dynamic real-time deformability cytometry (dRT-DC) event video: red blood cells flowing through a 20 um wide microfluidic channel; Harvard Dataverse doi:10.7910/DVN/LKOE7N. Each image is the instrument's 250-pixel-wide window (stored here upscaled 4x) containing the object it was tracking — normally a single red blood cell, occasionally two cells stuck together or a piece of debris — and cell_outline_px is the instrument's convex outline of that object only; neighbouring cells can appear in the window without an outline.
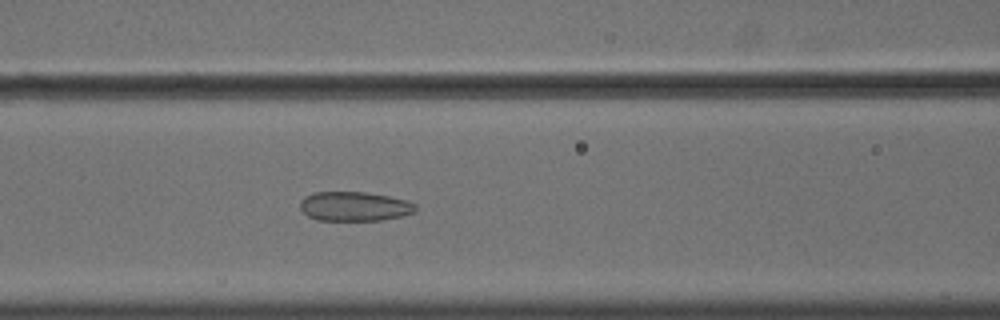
{"species": "common noctule bat (a hibernating species)", "species_latin": "Nyctalus noctula", "temperature_condition": "cold", "stored_images_in_passage": 56, "camera_frame_rate_fps": 3000, "um_per_image_px": 0.085, "animal": {"sex": "male", "body_mass_g": 18.8}, "frame": {"image": 1, "passage_image": 25, "time_ms": 8.0, "image_size_px": [1000, 320], "cell_outline_px": [[416, 212], [404, 216], [380, 220], [316, 220], [308, 216], [300, 208], [300, 200], [304, 196], [312, 192], [364, 192], [388, 196], [408, 200], [416, 204]], "centroid_in_image_um": [30.14, 17.54], "position_along_channel_um": 136.5, "area_um2": 19.94}}
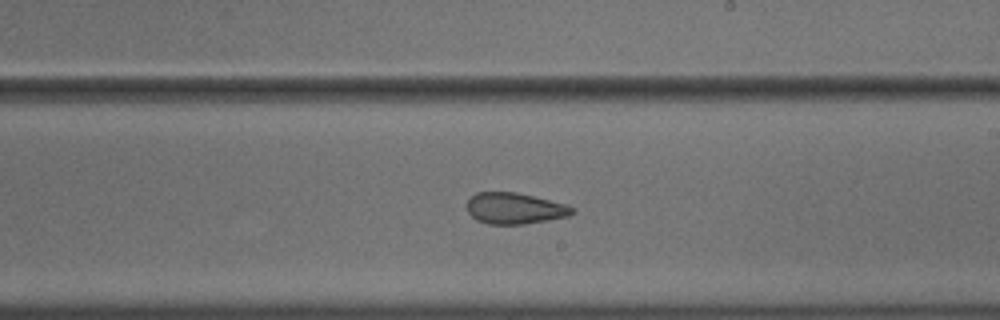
{"frame": {"image": 2, "passage_image": 34, "time_ms": 11.0, "image_size_px": [1000, 320], "cell_outline_px": [[576, 212], [568, 216], [548, 220], [524, 224], [488, 224], [476, 220], [468, 212], [464, 204], [476, 192], [516, 192], [568, 204], [576, 208]], "centroid_in_image_um": [43.76, 17.71], "position_along_channel_um": 245.2, "area_um2": 19.42}}
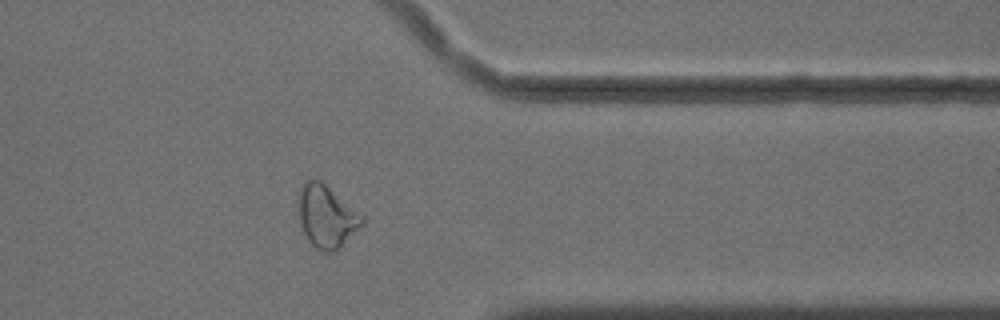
{"frame": {"image": 3, "passage_image": 46, "time_ms": 15.0, "image_size_px": [1000, 320], "cell_outline_px": [[364, 224], [336, 252], [320, 252], [308, 240], [300, 224], [300, 188], [304, 180], [308, 176], [320, 180], [364, 216]], "centroid_in_image_um": [27.77, 18.4], "position_along_channel_um": 383.6, "area_um2": 23.18}, "authors_computed_cell_mechanics": {"area_um2": 23.3512, "velocity_mm_per_s": 3.6308, "shape_relaxation_time_tau1_ms": null, "shape_relaxation_time_tau2_ms": 2.428, "deformation_change_tau1": null, "deformation_change_tau2": 0.091}}